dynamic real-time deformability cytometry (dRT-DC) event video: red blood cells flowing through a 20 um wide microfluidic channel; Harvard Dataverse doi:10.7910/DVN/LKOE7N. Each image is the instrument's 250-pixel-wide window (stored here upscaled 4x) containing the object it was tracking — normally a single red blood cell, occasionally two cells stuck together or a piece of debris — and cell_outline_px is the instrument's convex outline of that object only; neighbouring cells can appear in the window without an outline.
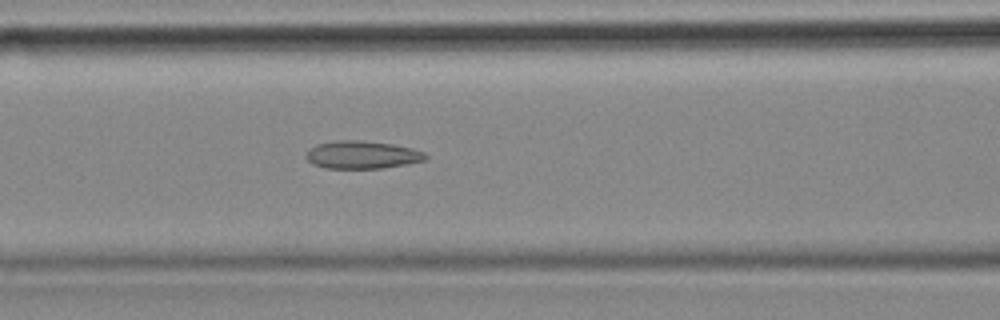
{"species": "common noctule bat (a hibernating species)", "species_latin": "Nyctalus noctula", "temperature_condition": "cold", "stored_images_in_passage": 53, "camera_frame_rate_fps": 3000, "um_per_image_px": 0.085, "animal": {"sex": "female", "body_mass_g": 18.4}, "frame": {"image": 1, "passage_image": 23, "time_ms": 7.333, "image_size_px": [1000, 320], "cell_outline_px": [[428, 156], [424, 160], [404, 164], [380, 168], [324, 168], [312, 164], [304, 156], [308, 148], [316, 144], [336, 140], [360, 140], [392, 144], [412, 148], [424, 152]], "centroid_in_image_um": [30.71, 13.15], "position_along_channel_um": 135.9, "area_um2": 19.36}, "authors_computed_cell_mechanics": {"area_um2": 19.363, "velocity_mm_per_s": 3.5708, "shape_relaxation_time_tau1_ms": null, "shape_relaxation_time_tau2_ms": 3.7562, "deformation_change_tau1": null, "deformation_change_tau2": 0.1246}}